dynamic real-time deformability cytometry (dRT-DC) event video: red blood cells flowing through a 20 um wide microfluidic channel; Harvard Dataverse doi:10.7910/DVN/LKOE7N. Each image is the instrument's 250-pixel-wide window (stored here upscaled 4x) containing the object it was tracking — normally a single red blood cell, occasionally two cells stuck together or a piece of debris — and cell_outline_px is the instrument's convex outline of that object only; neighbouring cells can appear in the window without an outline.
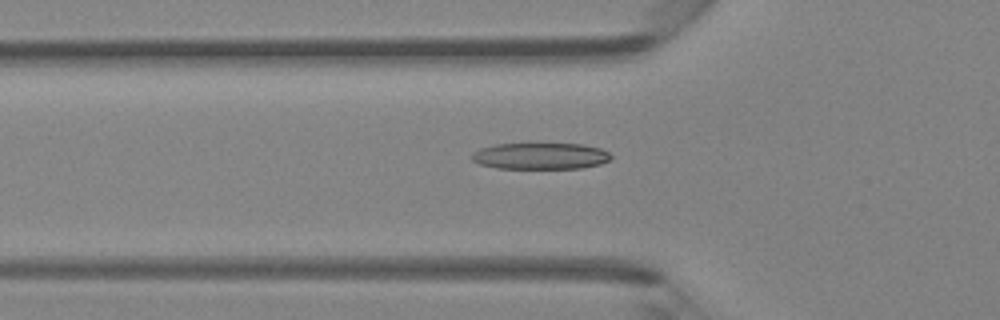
{"species": "Egyptian fruit bat (a non-hibernating species)", "species_latin": "Rousettus aegyptiacus", "temperature_condition": "room temperature", "stored_images_in_passage": 47, "camera_frame_rate_fps": 3000, "um_per_image_px": 0.085, "animal": {"sex": "female"}, "frame": {"image": 1, "passage_image": 16, "time_ms": 5.0, "image_size_px": [1000, 320], "cell_outline_px": [[612, 156], [608, 160], [600, 164], [580, 168], [496, 168], [480, 164], [472, 160], [472, 152], [480, 148], [496, 144], [584, 144], [600, 148], [608, 152]], "centroid_in_image_um": [45.92, 13.26], "position_along_channel_um": 79.9, "area_um2": 21.33}}
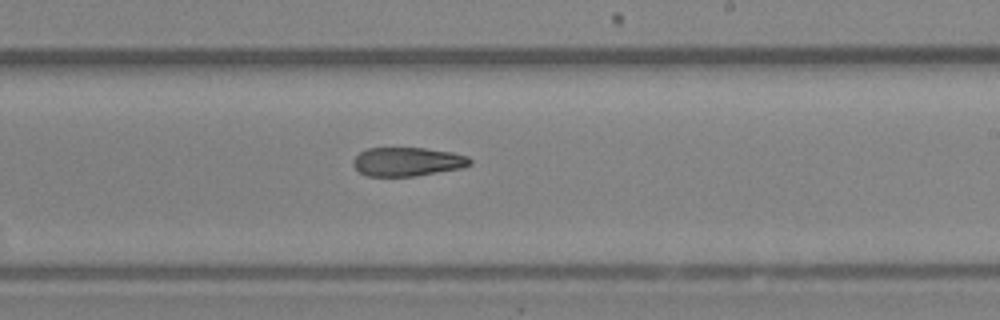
{"frame": {"image": 2, "passage_image": 28, "time_ms": 9.0, "image_size_px": [1000, 320], "cell_outline_px": [[472, 164], [460, 168], [416, 176], [368, 176], [360, 172], [352, 164], [352, 160], [360, 152], [368, 148], [424, 148], [452, 152], [468, 156], [472, 160]], "centroid_in_image_um": [34.63, 13.74], "position_along_channel_um": 254.4, "area_um2": 19.59}}
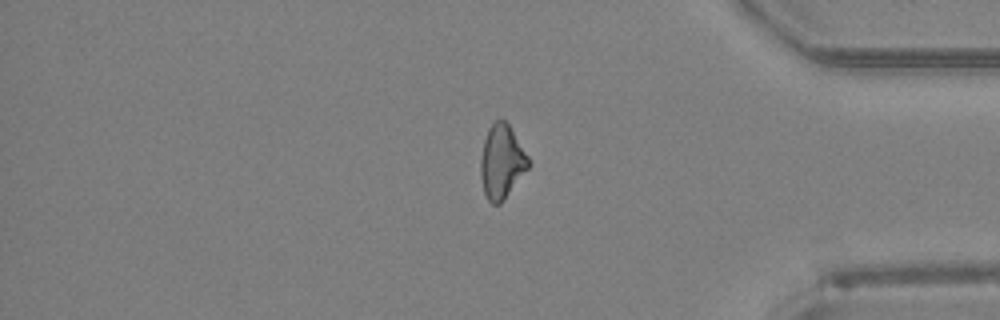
{"frame": {"image": 3, "passage_image": 39, "time_ms": 12.667, "image_size_px": [1000, 320], "cell_outline_px": [[532, 164], [504, 200], [500, 204], [492, 204], [488, 200], [484, 192], [480, 176], [480, 160], [484, 140], [488, 128], [500, 116], [508, 124], [528, 156]], "centroid_in_image_um": [42.65, 13.76], "position_along_channel_um": 392.6, "area_um2": 20.69}, "authors_computed_cell_mechanics": {"area_um2": 21.2704, "velocity_mm_per_s": 4.3734, "shape_relaxation_time_tau1_ms": 5.7375, "shape_relaxation_time_tau2_ms": null, "deformation_change_tau1": 0.1686, "deformation_change_tau2": null}}